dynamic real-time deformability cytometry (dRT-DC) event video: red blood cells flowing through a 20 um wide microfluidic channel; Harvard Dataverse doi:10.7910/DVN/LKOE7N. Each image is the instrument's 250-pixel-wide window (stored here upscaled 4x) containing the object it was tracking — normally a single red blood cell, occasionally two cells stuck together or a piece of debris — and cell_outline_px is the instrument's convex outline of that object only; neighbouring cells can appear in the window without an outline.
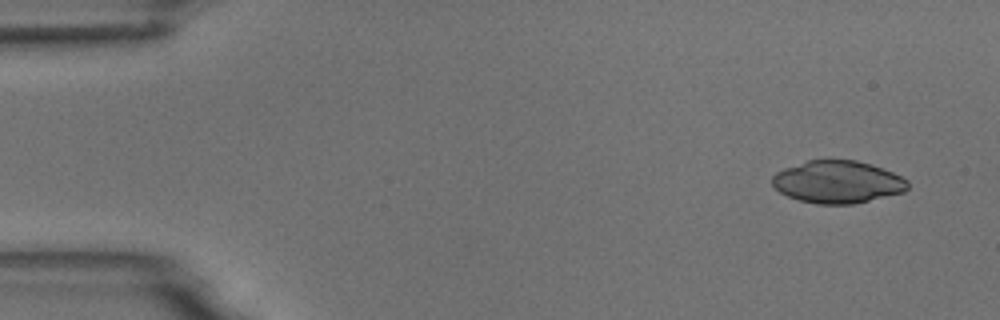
{"species": "common noctule bat (a hibernating species)", "species_latin": "Nyctalus noctula", "temperature_condition": "room temperature", "stored_images_in_passage": 5, "camera_frame_rate_fps": 3000, "um_per_image_px": 0.085, "animal": {"sex": "male", "body_mass_g": 18.8}, "frame": {"image": 1, "passage_image": 2, "time_ms": 1.0, "image_size_px": [1000, 320], "cell_outline_px": [[908, 188], [904, 192], [852, 204], [816, 204], [800, 200], [788, 196], [780, 192], [772, 184], [772, 176], [776, 172], [784, 168], [808, 160], [856, 160], [872, 164], [892, 172], [908, 180]], "centroid_in_image_um": [71.19, 15.46], "position_along_channel_um": 13.8, "area_um2": 33.41}}